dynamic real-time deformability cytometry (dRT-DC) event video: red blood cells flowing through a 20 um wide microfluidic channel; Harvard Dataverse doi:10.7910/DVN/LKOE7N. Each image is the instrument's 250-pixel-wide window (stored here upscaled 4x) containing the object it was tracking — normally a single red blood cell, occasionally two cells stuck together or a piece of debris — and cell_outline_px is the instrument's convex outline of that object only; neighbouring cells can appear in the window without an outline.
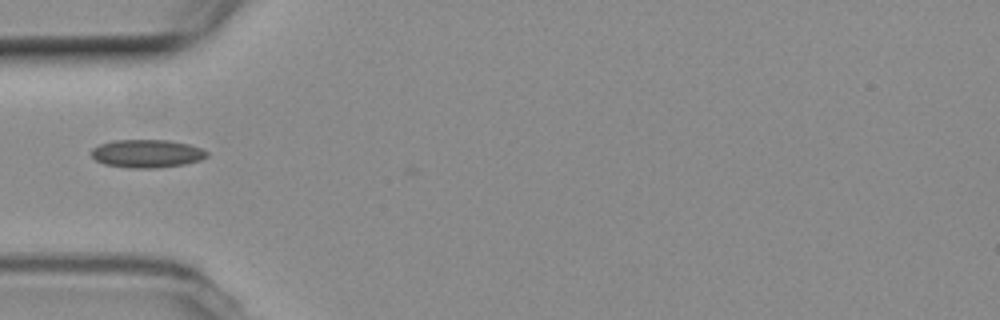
{"species": "common noctule bat (a hibernating species)", "species_latin": "Nyctalus noctula", "temperature_condition": "room temperature", "stored_images_in_passage": 38, "camera_frame_rate_fps": 3000, "um_per_image_px": 0.085, "animal": {"sex": "female", "body_mass_g": 19.3, "forearm_length_mm": 54.1}, "frame": {"image": 1, "passage_image": 1, "time_ms": 0.0, "image_size_px": [1000, 320], "cell_outline_px": [[208, 156], [200, 160], [184, 164], [156, 168], [128, 168], [104, 164], [96, 160], [92, 156], [92, 148], [100, 144], [116, 140], [168, 140], [188, 144], [200, 148], [208, 152]], "centroid_in_image_um": [12.49, 13.06], "position_along_channel_um": 72.5, "area_um2": 18.84}}
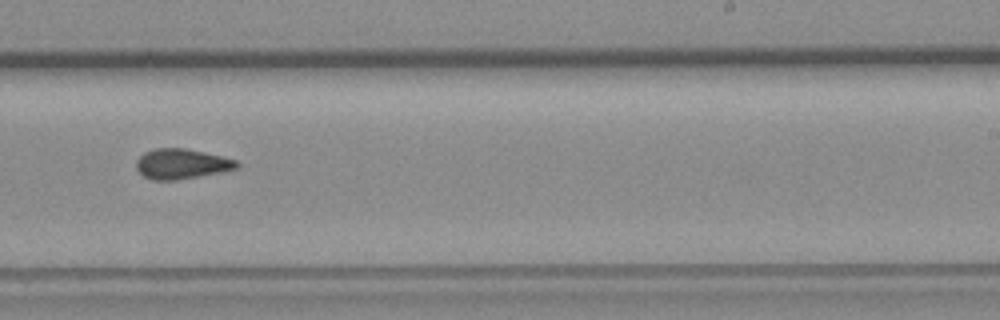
{"frame": {"image": 2, "passage_image": 17, "time_ms": 5.333, "image_size_px": [1000, 320], "cell_outline_px": [[240, 164], [236, 168], [224, 172], [176, 180], [152, 180], [144, 176], [136, 168], [136, 160], [144, 152], [152, 148], [184, 148], [220, 156], [236, 160]], "centroid_in_image_um": [15.41, 13.93], "position_along_channel_um": 273.6, "area_um2": 17.63}}
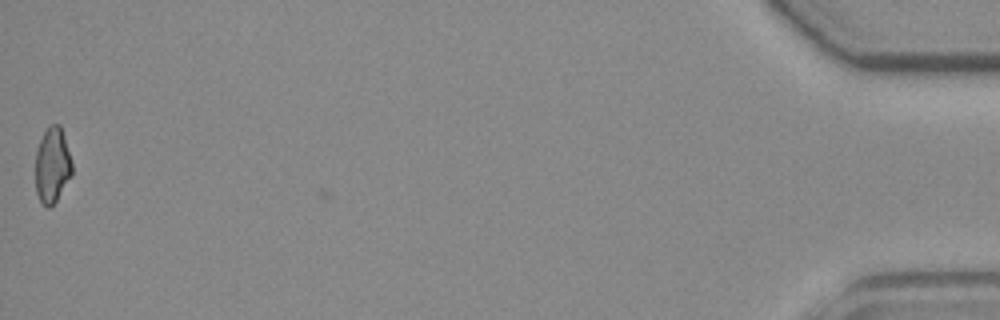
{"frame": {"image": 3, "passage_image": 38, "time_ms": 12.333, "image_size_px": [1000, 320], "cell_outline_px": [[72, 176], [56, 200], [48, 208], [40, 200], [36, 192], [36, 152], [40, 140], [44, 132], [52, 124], [60, 124], [64, 136], [72, 164]], "centroid_in_image_um": [4.45, 14.04], "position_along_channel_um": 430.7, "area_um2": 15.84}}